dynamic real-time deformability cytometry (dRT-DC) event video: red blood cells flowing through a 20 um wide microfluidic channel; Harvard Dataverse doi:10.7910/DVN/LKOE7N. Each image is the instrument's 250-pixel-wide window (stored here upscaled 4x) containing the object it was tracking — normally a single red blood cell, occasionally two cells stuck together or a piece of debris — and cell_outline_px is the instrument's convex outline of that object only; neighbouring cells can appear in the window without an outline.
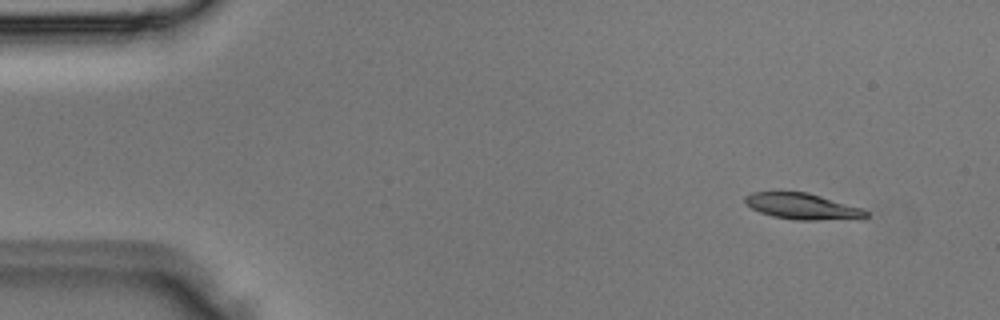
{"species": "Egyptian fruit bat (a non-hibernating species)", "species_latin": "Rousettus aegyptiacus", "temperature_condition": "room temperature", "stored_images_in_passage": 4, "camera_frame_rate_fps": 3000, "um_per_image_px": 0.085, "animal": {"sex": "male"}, "frame": {"image": 1, "passage_image": 1, "time_ms": 0.0, "image_size_px": [1000, 320], "cell_outline_px": [[868, 216], [860, 220], [796, 220], [772, 216], [760, 212], [752, 208], [744, 200], [744, 196], [752, 192], [808, 192], [860, 208], [868, 212]], "centroid_in_image_um": [68.24, 17.56], "position_along_channel_um": 16.8, "area_um2": 18.44}}
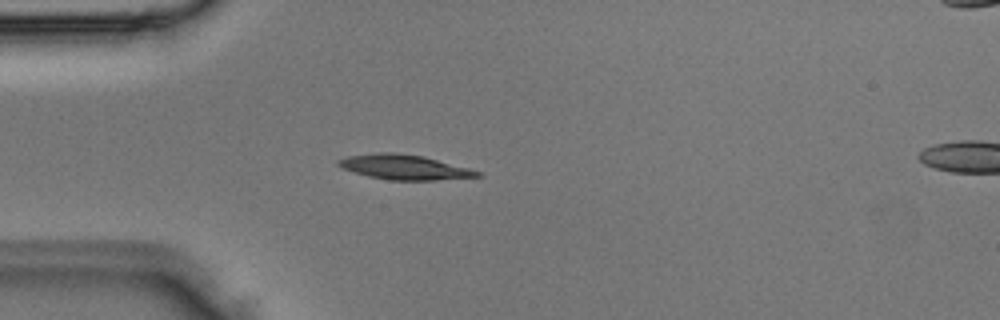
{"frame": {"image": 2, "passage_image": 3, "time_ms": 0.667, "image_size_px": [1000, 320], "cell_outline_px": [[480, 176], [436, 180], [388, 180], [368, 176], [340, 168], [336, 164], [336, 160], [348, 156], [380, 152], [392, 152], [424, 156], [468, 168], [480, 172]], "centroid_in_image_um": [34.3, 14.2], "position_along_channel_um": 50.7, "area_um2": 20.0}}